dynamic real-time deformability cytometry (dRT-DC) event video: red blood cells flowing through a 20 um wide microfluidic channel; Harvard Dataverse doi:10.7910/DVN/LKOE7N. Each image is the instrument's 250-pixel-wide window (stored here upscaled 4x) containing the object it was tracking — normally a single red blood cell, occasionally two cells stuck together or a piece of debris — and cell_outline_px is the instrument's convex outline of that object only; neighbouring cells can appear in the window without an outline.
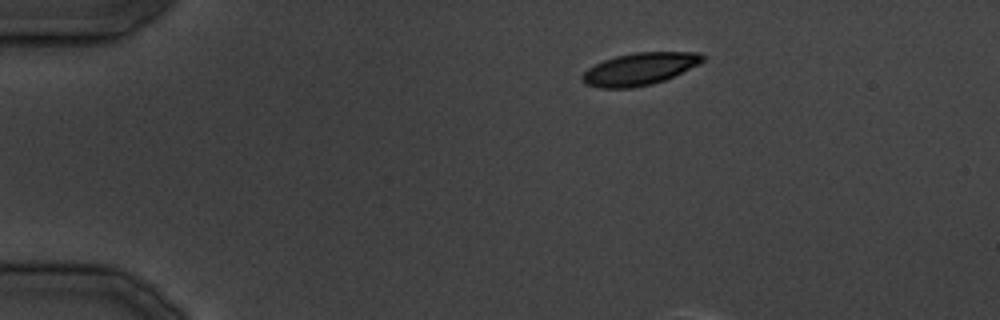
{"species": "common noctule bat (a hibernating species)", "species_latin": "Nyctalus noctula", "temperature_condition": "cold", "stored_images_in_passage": 5, "camera_frame_rate_fps": 3000, "um_per_image_px": 0.085, "animal": {"sex": "male", "body_mass_g": 19.5, "forearm_length_mm": 54.6}, "frame": {"image": 1, "passage_image": 1, "time_ms": 0.0, "image_size_px": [1000, 320], "cell_outline_px": [[704, 60], [664, 80], [652, 84], [632, 88], [600, 88], [584, 84], [580, 80], [580, 76], [588, 68], [604, 60], [616, 56], [636, 52], [700, 52], [704, 56]], "centroid_in_image_um": [54.29, 5.87], "position_along_channel_um": 30.7, "area_um2": 22.43}}